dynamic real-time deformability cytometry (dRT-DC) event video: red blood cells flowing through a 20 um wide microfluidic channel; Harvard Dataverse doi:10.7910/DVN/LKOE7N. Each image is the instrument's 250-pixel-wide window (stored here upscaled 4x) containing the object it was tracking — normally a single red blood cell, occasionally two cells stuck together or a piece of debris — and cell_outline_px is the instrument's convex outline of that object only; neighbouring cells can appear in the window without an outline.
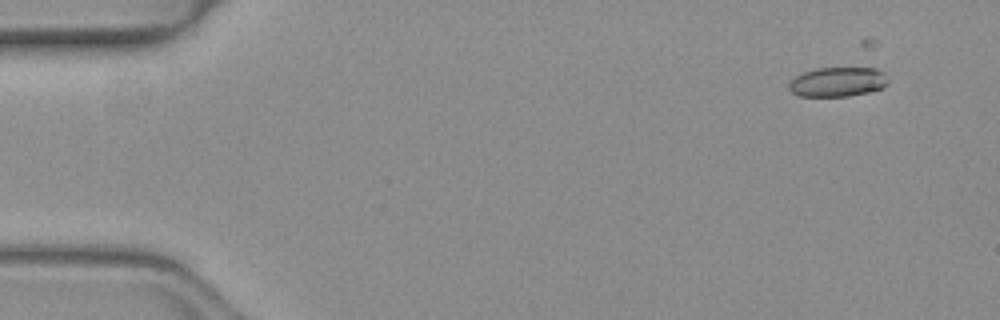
{"species": "common noctule bat (a hibernating species)", "species_latin": "Nyctalus noctula", "temperature_condition": "warm", "stored_images_in_passage": 16, "camera_frame_rate_fps": 3000, "um_per_image_px": 0.085, "animal": {"sex": "female", "body_mass_g": 19.3, "forearm_length_mm": 54.1}, "frame": {"image": 1, "passage_image": 1, "time_ms": 0.0, "image_size_px": [1000, 320], "cell_outline_px": [[888, 84], [880, 88], [868, 92], [848, 96], [800, 96], [792, 92], [788, 88], [788, 84], [796, 76], [804, 72], [816, 68], [864, 64], [868, 64], [884, 72], [888, 80]], "centroid_in_image_um": [71.27, 6.89], "position_along_channel_um": 13.7, "area_um2": 17.92}}
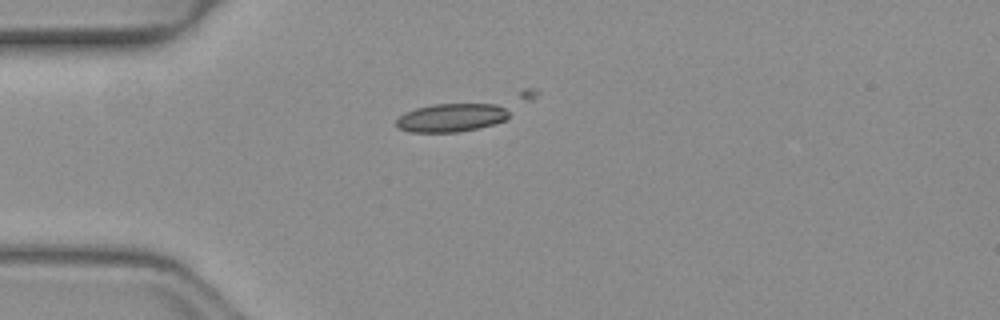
{"frame": {"image": 2, "passage_image": 11, "time_ms": 3.333, "image_size_px": [1000, 320], "cell_outline_px": [[508, 120], [476, 128], [456, 132], [412, 132], [396, 128], [396, 120], [404, 112], [416, 108], [432, 104], [496, 104], [504, 108], [508, 112]], "centroid_in_image_um": [38.32, 10.0], "position_along_channel_um": 46.7, "area_um2": 18.55}}
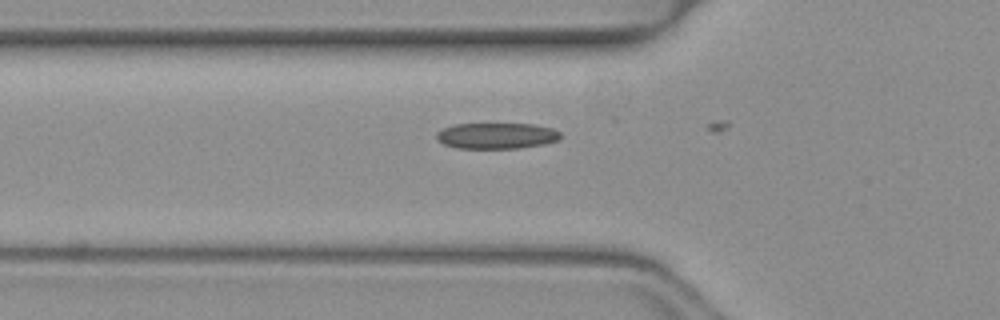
{"frame": {"image": 3, "passage_image": 15, "time_ms": 4.667, "image_size_px": [1000, 320], "cell_outline_px": [[560, 140], [544, 144], [520, 148], [456, 148], [444, 144], [436, 140], [436, 132], [444, 128], [456, 124], [532, 124], [552, 128], [560, 132]], "centroid_in_image_um": [42.21, 11.54], "position_along_channel_um": 83.6, "area_um2": 18.79}}